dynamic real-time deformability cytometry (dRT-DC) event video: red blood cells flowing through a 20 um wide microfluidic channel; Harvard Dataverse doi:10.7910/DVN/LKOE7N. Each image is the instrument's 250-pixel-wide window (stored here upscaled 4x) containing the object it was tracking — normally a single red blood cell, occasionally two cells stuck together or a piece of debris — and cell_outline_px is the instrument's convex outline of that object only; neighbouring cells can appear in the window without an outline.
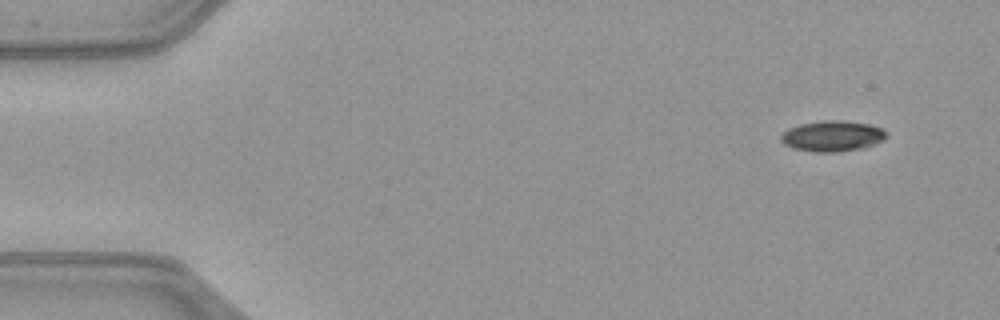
{"species": "common noctule bat (a hibernating species)", "species_latin": "Nyctalus noctula", "temperature_condition": "warm", "stored_images_in_passage": 48, "camera_frame_rate_fps": 3000, "um_per_image_px": 0.085, "animal": {"sex": "female", "body_mass_g": 21.9}, "frame": {"image": 1, "passage_image": 1, "time_ms": 0.0, "image_size_px": [1000, 320], "cell_outline_px": [[888, 136], [864, 148], [840, 152], [816, 152], [792, 148], [784, 144], [780, 140], [780, 136], [788, 128], [800, 124], [820, 120], [844, 120], [868, 124], [880, 128]], "centroid_in_image_um": [70.7, 11.56], "position_along_channel_um": 14.3, "area_um2": 18.84}}
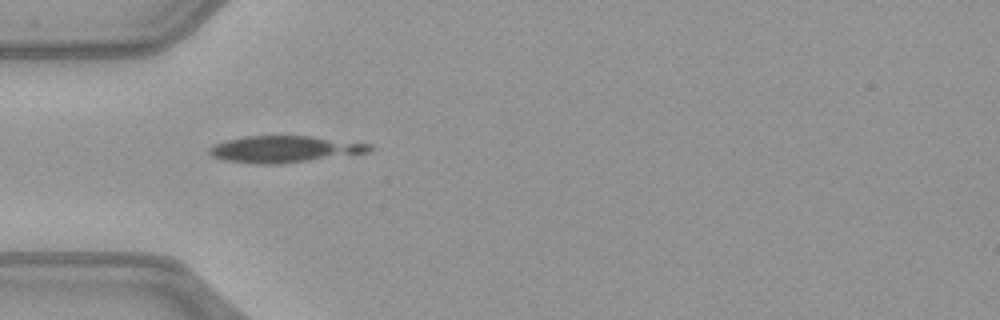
{"frame": {"image": 2, "passage_image": 13, "time_ms": 4.0, "image_size_px": [1000, 320], "cell_outline_px": [[372, 148], [368, 152], [280, 164], [260, 164], [228, 160], [212, 156], [208, 152], [208, 148], [216, 144], [228, 140], [244, 136], [308, 136], [372, 144]], "centroid_in_image_um": [24.16, 12.67], "position_along_channel_um": 60.8, "area_um2": 24.33}}
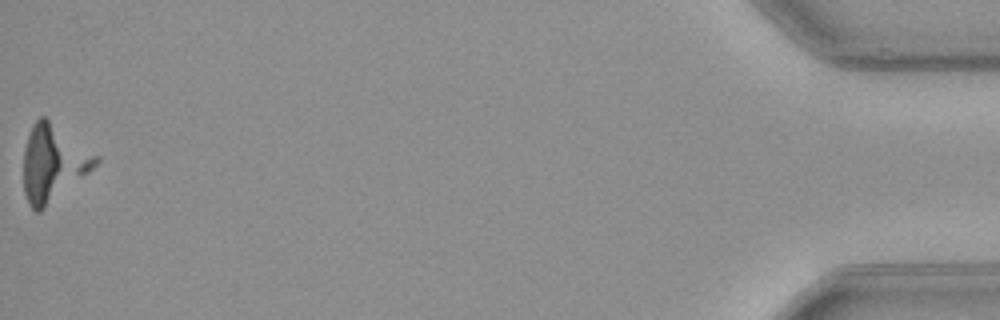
{"frame": {"image": 3, "passage_image": 48, "time_ms": 15.667, "image_size_px": [1000, 320], "cell_outline_px": [[100, 160], [88, 172], [40, 212], [36, 212], [28, 204], [24, 192], [24, 148], [32, 124], [40, 116], [44, 116], [100, 156]], "centroid_in_image_um": [4.5, 13.85], "position_along_channel_um": 430.7, "area_um2": 31.67}}